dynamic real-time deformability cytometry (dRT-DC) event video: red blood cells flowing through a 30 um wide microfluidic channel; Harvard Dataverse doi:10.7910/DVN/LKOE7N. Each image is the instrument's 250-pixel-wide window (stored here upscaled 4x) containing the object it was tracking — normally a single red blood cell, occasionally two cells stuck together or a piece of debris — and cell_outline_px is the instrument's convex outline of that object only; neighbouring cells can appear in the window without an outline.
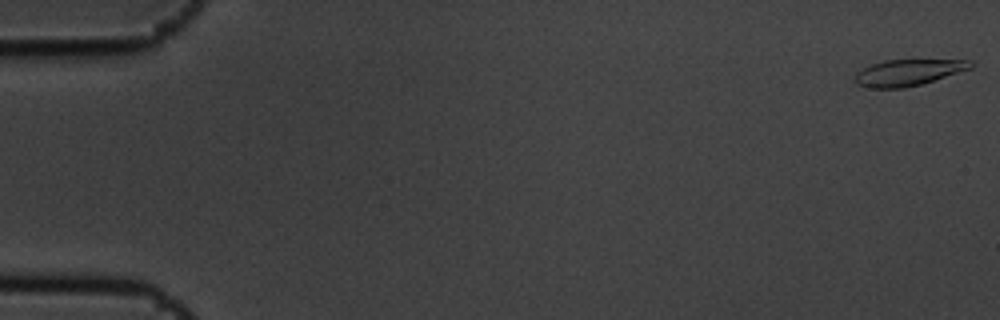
{"species": "common noctule bat (a hibernating species)", "species_latin": "Nyctalus noctula", "temperature_condition": "cold", "stored_images_in_passage": 5, "camera_frame_rate_fps": 3000, "um_per_image_px": 0.085, "animal": {"sex": "male", "body_mass_g": 19.5, "forearm_length_mm": 54.6}, "frame": {"image": 1, "passage_image": 1, "time_ms": 0.0, "image_size_px": [1000, 320], "cell_outline_px": [[972, 68], [920, 84], [904, 88], [872, 88], [856, 84], [852, 80], [856, 72], [872, 64], [884, 60], [972, 60]], "centroid_in_image_um": [77.14, 6.16], "position_along_channel_um": 7.9, "area_um2": 17.57}}
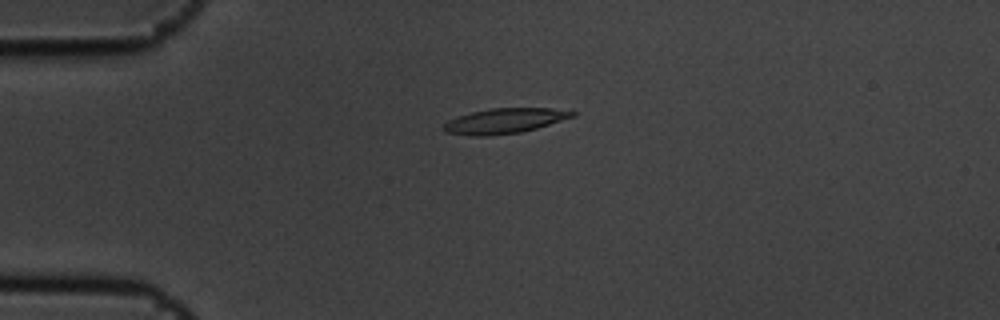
{"frame": {"image": 2, "passage_image": 4, "time_ms": 1.0, "image_size_px": [1000, 320], "cell_outline_px": [[576, 116], [536, 128], [520, 132], [488, 136], [472, 136], [444, 132], [440, 128], [448, 120], [472, 112], [492, 108], [548, 108], [576, 112]], "centroid_in_image_um": [42.85, 10.28], "position_along_channel_um": 42.2, "area_um2": 18.73}}